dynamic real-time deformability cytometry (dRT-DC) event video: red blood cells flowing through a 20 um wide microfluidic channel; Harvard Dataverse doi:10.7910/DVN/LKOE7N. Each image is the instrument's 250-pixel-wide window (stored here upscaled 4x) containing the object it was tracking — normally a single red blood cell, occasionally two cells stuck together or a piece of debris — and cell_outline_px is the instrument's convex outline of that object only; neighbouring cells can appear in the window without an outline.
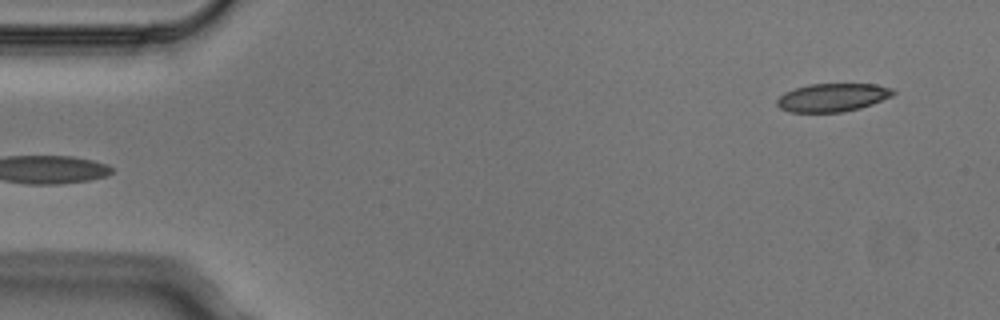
{"species": "Egyptian fruit bat (a non-hibernating species)", "species_latin": "Rousettus aegyptiacus", "temperature_condition": "cold", "stored_images_in_passage": 5, "segment_of_instrument_passage": [2, 2], "camera_frame_rate_fps": 3000, "um_per_image_px": 0.085, "animal": {"sex": "male"}, "frame": {"image": 1, "passage_image": 5, "time_ms": 1.333, "image_size_px": [1000, 320], "cell_outline_px": [[896, 92], [892, 96], [872, 104], [860, 108], [844, 112], [788, 112], [780, 108], [776, 104], [776, 100], [784, 92], [808, 84], [876, 84], [892, 88]], "centroid_in_image_um": [70.76, 8.29], "position_along_channel_um": 14.2, "area_um2": 19.19}}